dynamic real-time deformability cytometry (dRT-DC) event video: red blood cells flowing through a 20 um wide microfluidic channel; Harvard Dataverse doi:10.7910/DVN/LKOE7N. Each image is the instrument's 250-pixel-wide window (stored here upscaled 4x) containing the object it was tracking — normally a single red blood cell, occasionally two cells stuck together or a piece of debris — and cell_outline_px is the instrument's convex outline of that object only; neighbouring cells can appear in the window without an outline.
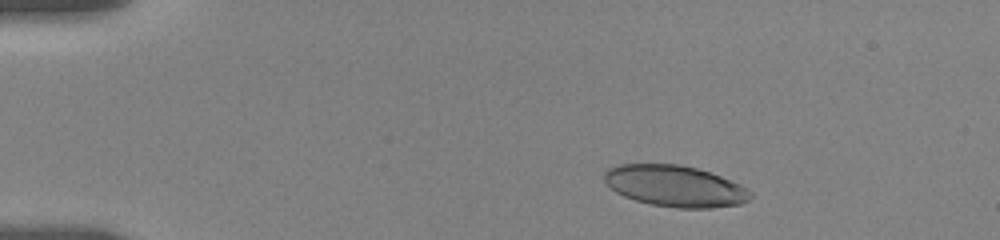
{"species": "human", "species_latin": "Homo sapiens", "temperature_condition": "room temperature", "stored_images_in_passage": 12, "camera_frame_rate_fps": 3000, "um_per_image_px": 0.085, "donor": {"sex": "female"}, "frame": {"image": 1, "passage_image": 5, "time_ms": 1.333, "image_size_px": [1000, 240], "cell_outline_px": [[752, 196], [748, 200], [740, 204], [712, 208], [676, 208], [652, 204], [636, 200], [624, 196], [616, 192], [604, 180], [604, 172], [608, 168], [620, 164], [680, 164], [696, 168], [720, 176], [740, 184], [752, 192]], "centroid_in_image_um": [57.38, 15.81], "position_along_channel_um": 27.6, "area_um2": 35.03}}
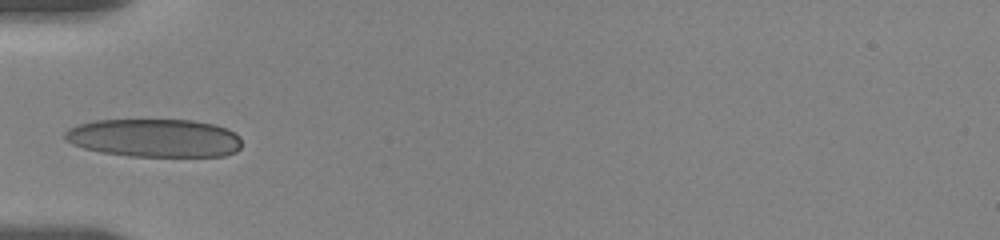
{"frame": {"image": 2, "passage_image": 11, "time_ms": 4.667, "image_size_px": [1000, 240], "cell_outline_px": [[240, 148], [236, 152], [224, 156], [128, 156], [100, 152], [84, 148], [72, 144], [64, 140], [64, 132], [68, 128], [80, 124], [96, 120], [192, 120], [212, 124], [236, 132], [240, 136]], "centroid_in_image_um": [13.12, 11.73], "position_along_channel_um": 71.9, "area_um2": 39.54}}